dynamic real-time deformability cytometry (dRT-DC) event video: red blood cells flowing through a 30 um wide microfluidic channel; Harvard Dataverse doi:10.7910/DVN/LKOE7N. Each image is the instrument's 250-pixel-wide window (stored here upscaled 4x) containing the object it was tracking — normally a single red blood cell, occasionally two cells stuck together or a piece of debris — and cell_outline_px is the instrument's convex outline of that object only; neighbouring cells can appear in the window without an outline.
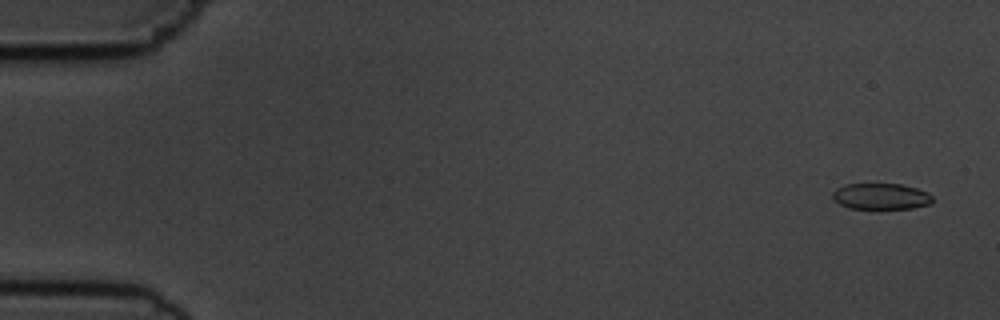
{"species": "common noctule bat (a hibernating species)", "species_latin": "Nyctalus noctula", "temperature_condition": "cold", "stored_images_in_passage": 56, "camera_frame_rate_fps": 3000, "um_per_image_px": 0.085, "animal": {"sex": "male", "body_mass_g": 19.5, "forearm_length_mm": 54.6}, "frame": {"image": 1, "passage_image": 3, "time_ms": 0.667, "image_size_px": [1000, 320], "cell_outline_px": [[932, 204], [912, 208], [848, 208], [832, 200], [832, 192], [836, 188], [844, 184], [900, 184], [916, 188], [928, 192], [932, 196]], "centroid_in_image_um": [74.86, 16.68], "position_along_channel_um": 10.1, "area_um2": 15.26}}
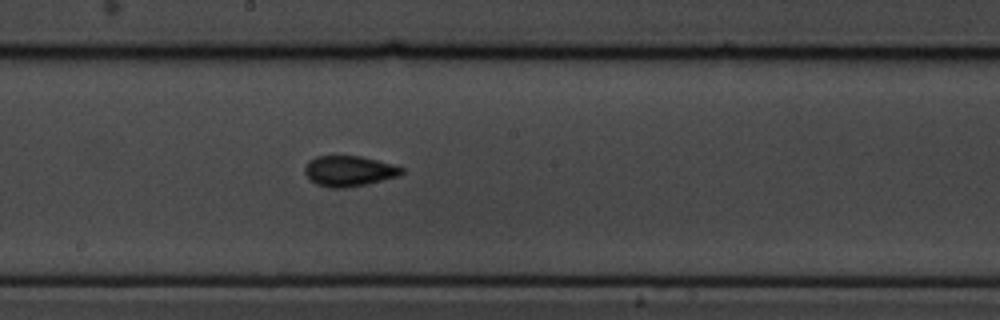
{"frame": {"image": 2, "passage_image": 31, "time_ms": 10.0, "image_size_px": [1000, 320], "cell_outline_px": [[404, 172], [400, 176], [368, 184], [344, 188], [332, 188], [316, 184], [304, 172], [304, 168], [308, 160], [316, 156], [360, 156], [392, 164], [404, 168]], "centroid_in_image_um": [29.68, 14.54], "position_along_channel_um": 218.5, "area_um2": 17.28}}
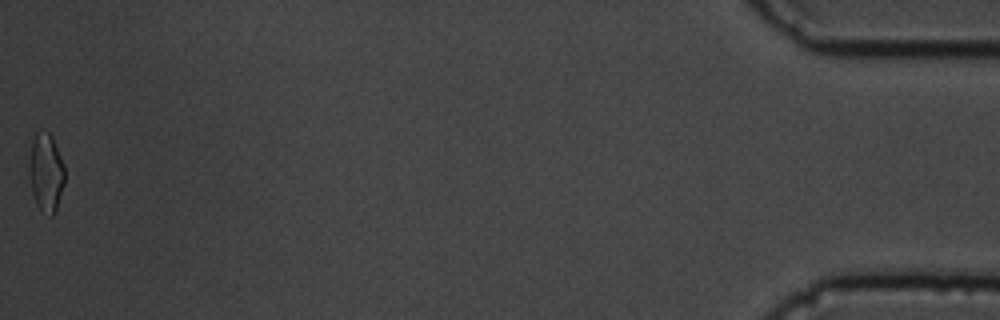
{"frame": {"image": 3, "passage_image": 56, "time_ms": 18.333, "image_size_px": [1000, 320], "cell_outline_px": [[64, 184], [56, 208], [52, 216], [48, 216], [36, 204], [32, 192], [28, 176], [28, 164], [32, 140], [36, 132], [48, 132], [52, 136], [64, 164]], "centroid_in_image_um": [3.89, 14.65], "position_along_channel_um": 431.3, "area_um2": 16.3}, "authors_computed_cell_mechanics": {"area_um2": 16.4152, "velocity_mm_per_s": 3.6688, "shape_relaxation_time_tau1_ms": 5.5459, "shape_relaxation_time_tau2_ms": 1.6042, "deformation_change_tau1": 0.1148, "deformation_change_tau2": 0.0599}}